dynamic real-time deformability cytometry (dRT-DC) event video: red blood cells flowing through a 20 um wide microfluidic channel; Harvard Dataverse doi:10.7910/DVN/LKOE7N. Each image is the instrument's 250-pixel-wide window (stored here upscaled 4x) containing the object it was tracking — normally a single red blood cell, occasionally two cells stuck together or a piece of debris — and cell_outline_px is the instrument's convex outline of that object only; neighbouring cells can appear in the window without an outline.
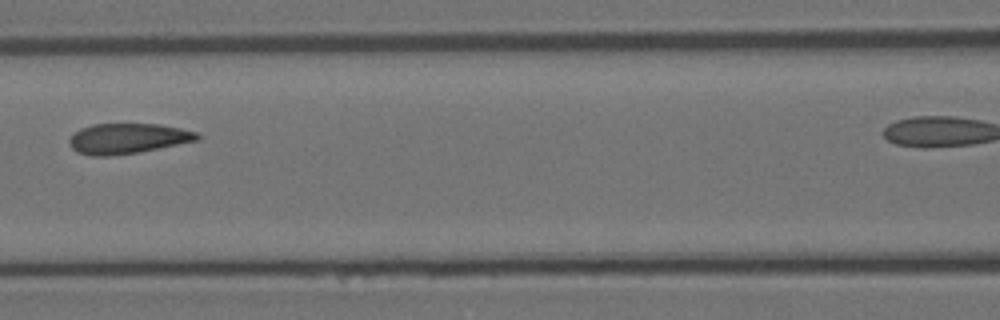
{"species": "Egyptian fruit bat (a non-hibernating species)", "species_latin": "Rousettus aegyptiacus", "temperature_condition": "room temperature", "stored_images_in_passage": 5, "segment_of_instrument_passage": [1, 2], "camera_frame_rate_fps": 3000, "um_per_image_px": 0.085, "animal": {"sex": "female"}, "frame": {"image": 1, "passage_image": 4, "time_ms": 1.0, "image_size_px": [1000, 320], "cell_outline_px": [[200, 140], [136, 152], [108, 156], [92, 156], [76, 152], [72, 148], [68, 140], [72, 132], [80, 128], [92, 124], [160, 124], [180, 128], [196, 132], [200, 136]], "centroid_in_image_um": [10.8, 11.76], "position_along_channel_um": 155.8, "area_um2": 22.6}}